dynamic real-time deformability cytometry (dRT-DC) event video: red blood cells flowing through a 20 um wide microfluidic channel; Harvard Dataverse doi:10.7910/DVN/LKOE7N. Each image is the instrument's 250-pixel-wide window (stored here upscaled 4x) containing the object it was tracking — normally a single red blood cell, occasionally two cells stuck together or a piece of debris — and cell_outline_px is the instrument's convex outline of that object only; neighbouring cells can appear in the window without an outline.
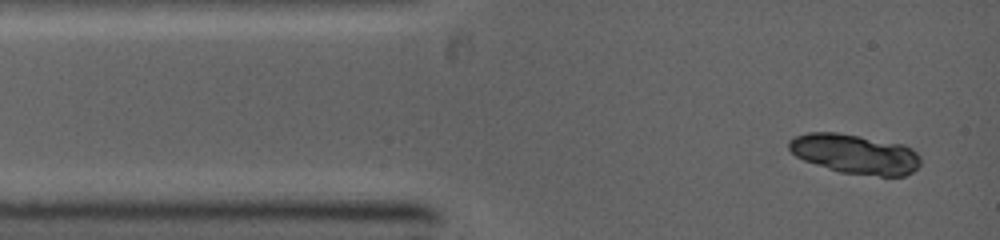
{"species": "common noctule bat (a hibernating species)", "species_latin": "Nyctalus noctula", "temperature_condition": "warm", "stored_images_in_passage": 2, "camera_frame_rate_fps": 5000, "um_per_image_px": 0.085, "animal": {"sex": "female", "body_mass_g": 19.0, "forearm_length_mm": 53.3}, "frame": {"image": 1, "passage_image": 1, "time_ms": 0.0, "image_size_px": [1000, 240], "cell_outline_px": [[920, 164], [912, 172], [904, 176], [880, 176], [840, 172], [804, 160], [796, 156], [788, 148], [788, 140], [796, 136], [808, 132], [836, 132], [860, 136], [904, 144], [912, 148], [920, 156]], "centroid_in_image_um": [72.69, 13.08], "position_along_channel_um": 12.3, "area_um2": 30.4}}